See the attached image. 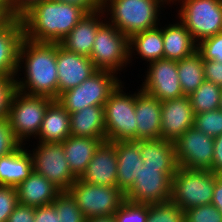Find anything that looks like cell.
<instances>
[{"label":"cell","instance_id":"obj_1","mask_svg":"<svg viewBox=\"0 0 222 222\" xmlns=\"http://www.w3.org/2000/svg\"><path fill=\"white\" fill-rule=\"evenodd\" d=\"M23 63L26 78L24 81L15 78L16 89L28 95L57 99V43L34 42L24 38L19 50L17 70L20 71Z\"/></svg>","mask_w":222,"mask_h":222},{"label":"cell","instance_id":"obj_2","mask_svg":"<svg viewBox=\"0 0 222 222\" xmlns=\"http://www.w3.org/2000/svg\"><path fill=\"white\" fill-rule=\"evenodd\" d=\"M86 14L77 5L42 0L21 18L25 38L34 42L59 43Z\"/></svg>","mask_w":222,"mask_h":222},{"label":"cell","instance_id":"obj_3","mask_svg":"<svg viewBox=\"0 0 222 222\" xmlns=\"http://www.w3.org/2000/svg\"><path fill=\"white\" fill-rule=\"evenodd\" d=\"M166 2L171 0H103L102 9L111 14L108 22L130 38L158 26L159 11Z\"/></svg>","mask_w":222,"mask_h":222},{"label":"cell","instance_id":"obj_4","mask_svg":"<svg viewBox=\"0 0 222 222\" xmlns=\"http://www.w3.org/2000/svg\"><path fill=\"white\" fill-rule=\"evenodd\" d=\"M216 174L178 167L172 178L171 201L182 210L212 202Z\"/></svg>","mask_w":222,"mask_h":222},{"label":"cell","instance_id":"obj_5","mask_svg":"<svg viewBox=\"0 0 222 222\" xmlns=\"http://www.w3.org/2000/svg\"><path fill=\"white\" fill-rule=\"evenodd\" d=\"M115 73L98 70L77 87L64 91L56 99L71 114L87 106H104L110 94L122 83Z\"/></svg>","mask_w":222,"mask_h":222},{"label":"cell","instance_id":"obj_6","mask_svg":"<svg viewBox=\"0 0 222 222\" xmlns=\"http://www.w3.org/2000/svg\"><path fill=\"white\" fill-rule=\"evenodd\" d=\"M104 116L106 141H136L135 93H124L122 83L105 102Z\"/></svg>","mask_w":222,"mask_h":222},{"label":"cell","instance_id":"obj_7","mask_svg":"<svg viewBox=\"0 0 222 222\" xmlns=\"http://www.w3.org/2000/svg\"><path fill=\"white\" fill-rule=\"evenodd\" d=\"M53 100L47 96L28 95L18 90L14 92L8 119L15 137L22 145H25L24 140L30 139V136H38L45 111Z\"/></svg>","mask_w":222,"mask_h":222},{"label":"cell","instance_id":"obj_8","mask_svg":"<svg viewBox=\"0 0 222 222\" xmlns=\"http://www.w3.org/2000/svg\"><path fill=\"white\" fill-rule=\"evenodd\" d=\"M181 1L178 17L197 44L222 32V0Z\"/></svg>","mask_w":222,"mask_h":222},{"label":"cell","instance_id":"obj_9","mask_svg":"<svg viewBox=\"0 0 222 222\" xmlns=\"http://www.w3.org/2000/svg\"><path fill=\"white\" fill-rule=\"evenodd\" d=\"M107 22V23H106ZM104 20L98 28L89 58L98 70L113 73L126 66L129 59V38Z\"/></svg>","mask_w":222,"mask_h":222},{"label":"cell","instance_id":"obj_10","mask_svg":"<svg viewBox=\"0 0 222 222\" xmlns=\"http://www.w3.org/2000/svg\"><path fill=\"white\" fill-rule=\"evenodd\" d=\"M86 218L111 216L125 201L117 186L90 184L79 178L68 189Z\"/></svg>","mask_w":222,"mask_h":222},{"label":"cell","instance_id":"obj_11","mask_svg":"<svg viewBox=\"0 0 222 222\" xmlns=\"http://www.w3.org/2000/svg\"><path fill=\"white\" fill-rule=\"evenodd\" d=\"M178 168H152L143 165L125 200L137 204H156L171 200L172 178Z\"/></svg>","mask_w":222,"mask_h":222},{"label":"cell","instance_id":"obj_12","mask_svg":"<svg viewBox=\"0 0 222 222\" xmlns=\"http://www.w3.org/2000/svg\"><path fill=\"white\" fill-rule=\"evenodd\" d=\"M32 153L30 151L33 171L44 176L60 191H68L78 179L71 172L61 143L39 142Z\"/></svg>","mask_w":222,"mask_h":222},{"label":"cell","instance_id":"obj_13","mask_svg":"<svg viewBox=\"0 0 222 222\" xmlns=\"http://www.w3.org/2000/svg\"><path fill=\"white\" fill-rule=\"evenodd\" d=\"M177 164L189 170H210L214 154V138L194 126L174 143Z\"/></svg>","mask_w":222,"mask_h":222},{"label":"cell","instance_id":"obj_14","mask_svg":"<svg viewBox=\"0 0 222 222\" xmlns=\"http://www.w3.org/2000/svg\"><path fill=\"white\" fill-rule=\"evenodd\" d=\"M149 65L141 90L161 102L184 96L179 82L176 61L159 59Z\"/></svg>","mask_w":222,"mask_h":222},{"label":"cell","instance_id":"obj_15","mask_svg":"<svg viewBox=\"0 0 222 222\" xmlns=\"http://www.w3.org/2000/svg\"><path fill=\"white\" fill-rule=\"evenodd\" d=\"M96 71L98 69L89 57L70 52L57 43L58 97L83 83Z\"/></svg>","mask_w":222,"mask_h":222},{"label":"cell","instance_id":"obj_16","mask_svg":"<svg viewBox=\"0 0 222 222\" xmlns=\"http://www.w3.org/2000/svg\"><path fill=\"white\" fill-rule=\"evenodd\" d=\"M194 126V112L188 95L161 102V138L176 142Z\"/></svg>","mask_w":222,"mask_h":222},{"label":"cell","instance_id":"obj_17","mask_svg":"<svg viewBox=\"0 0 222 222\" xmlns=\"http://www.w3.org/2000/svg\"><path fill=\"white\" fill-rule=\"evenodd\" d=\"M79 179L90 184L117 186L115 142L103 141L99 145Z\"/></svg>","mask_w":222,"mask_h":222},{"label":"cell","instance_id":"obj_18","mask_svg":"<svg viewBox=\"0 0 222 222\" xmlns=\"http://www.w3.org/2000/svg\"><path fill=\"white\" fill-rule=\"evenodd\" d=\"M139 90L135 93L136 141L160 139L161 101Z\"/></svg>","mask_w":222,"mask_h":222},{"label":"cell","instance_id":"obj_19","mask_svg":"<svg viewBox=\"0 0 222 222\" xmlns=\"http://www.w3.org/2000/svg\"><path fill=\"white\" fill-rule=\"evenodd\" d=\"M24 38L19 18L11 19L0 29V76H17L19 50Z\"/></svg>","mask_w":222,"mask_h":222},{"label":"cell","instance_id":"obj_20","mask_svg":"<svg viewBox=\"0 0 222 222\" xmlns=\"http://www.w3.org/2000/svg\"><path fill=\"white\" fill-rule=\"evenodd\" d=\"M102 14H105L103 9L87 13L59 44L70 52L89 57L98 28L104 23Z\"/></svg>","mask_w":222,"mask_h":222},{"label":"cell","instance_id":"obj_21","mask_svg":"<svg viewBox=\"0 0 222 222\" xmlns=\"http://www.w3.org/2000/svg\"><path fill=\"white\" fill-rule=\"evenodd\" d=\"M115 149L117 154V187L126 194L143 167L140 145L133 140L117 141Z\"/></svg>","mask_w":222,"mask_h":222},{"label":"cell","instance_id":"obj_22","mask_svg":"<svg viewBox=\"0 0 222 222\" xmlns=\"http://www.w3.org/2000/svg\"><path fill=\"white\" fill-rule=\"evenodd\" d=\"M16 191L18 203L34 208L52 204L61 192L48 179L34 171L16 187Z\"/></svg>","mask_w":222,"mask_h":222},{"label":"cell","instance_id":"obj_23","mask_svg":"<svg viewBox=\"0 0 222 222\" xmlns=\"http://www.w3.org/2000/svg\"><path fill=\"white\" fill-rule=\"evenodd\" d=\"M70 135V113L54 99L45 111L38 142L61 143Z\"/></svg>","mask_w":222,"mask_h":222},{"label":"cell","instance_id":"obj_24","mask_svg":"<svg viewBox=\"0 0 222 222\" xmlns=\"http://www.w3.org/2000/svg\"><path fill=\"white\" fill-rule=\"evenodd\" d=\"M103 141L102 139L70 135L61 142L65 152V159L69 164L71 172L77 178H80L85 172L96 149Z\"/></svg>","mask_w":222,"mask_h":222},{"label":"cell","instance_id":"obj_25","mask_svg":"<svg viewBox=\"0 0 222 222\" xmlns=\"http://www.w3.org/2000/svg\"><path fill=\"white\" fill-rule=\"evenodd\" d=\"M71 136L106 141L104 106H87L70 114Z\"/></svg>","mask_w":222,"mask_h":222},{"label":"cell","instance_id":"obj_26","mask_svg":"<svg viewBox=\"0 0 222 222\" xmlns=\"http://www.w3.org/2000/svg\"><path fill=\"white\" fill-rule=\"evenodd\" d=\"M21 145L12 153L0 158V185L17 187L33 172L30 152Z\"/></svg>","mask_w":222,"mask_h":222},{"label":"cell","instance_id":"obj_27","mask_svg":"<svg viewBox=\"0 0 222 222\" xmlns=\"http://www.w3.org/2000/svg\"><path fill=\"white\" fill-rule=\"evenodd\" d=\"M164 59L180 61L193 54L198 44L188 29L181 23L169 24L162 28Z\"/></svg>","mask_w":222,"mask_h":222},{"label":"cell","instance_id":"obj_28","mask_svg":"<svg viewBox=\"0 0 222 222\" xmlns=\"http://www.w3.org/2000/svg\"><path fill=\"white\" fill-rule=\"evenodd\" d=\"M143 165L152 168H178L174 142L160 139L138 140Z\"/></svg>","mask_w":222,"mask_h":222},{"label":"cell","instance_id":"obj_29","mask_svg":"<svg viewBox=\"0 0 222 222\" xmlns=\"http://www.w3.org/2000/svg\"><path fill=\"white\" fill-rule=\"evenodd\" d=\"M134 49L149 63L164 59L162 27L156 26L132 35L129 38V58L135 53Z\"/></svg>","mask_w":222,"mask_h":222},{"label":"cell","instance_id":"obj_30","mask_svg":"<svg viewBox=\"0 0 222 222\" xmlns=\"http://www.w3.org/2000/svg\"><path fill=\"white\" fill-rule=\"evenodd\" d=\"M179 82L184 95H190L204 81V59L196 50L193 54L177 61Z\"/></svg>","mask_w":222,"mask_h":222},{"label":"cell","instance_id":"obj_31","mask_svg":"<svg viewBox=\"0 0 222 222\" xmlns=\"http://www.w3.org/2000/svg\"><path fill=\"white\" fill-rule=\"evenodd\" d=\"M221 94L219 85L205 80L189 95L194 114L219 109Z\"/></svg>","mask_w":222,"mask_h":222},{"label":"cell","instance_id":"obj_32","mask_svg":"<svg viewBox=\"0 0 222 222\" xmlns=\"http://www.w3.org/2000/svg\"><path fill=\"white\" fill-rule=\"evenodd\" d=\"M52 204L56 209L57 215H59V222L86 221V217L68 191H61Z\"/></svg>","mask_w":222,"mask_h":222},{"label":"cell","instance_id":"obj_33","mask_svg":"<svg viewBox=\"0 0 222 222\" xmlns=\"http://www.w3.org/2000/svg\"><path fill=\"white\" fill-rule=\"evenodd\" d=\"M146 222H185V211L171 200L164 203L148 204Z\"/></svg>","mask_w":222,"mask_h":222},{"label":"cell","instance_id":"obj_34","mask_svg":"<svg viewBox=\"0 0 222 222\" xmlns=\"http://www.w3.org/2000/svg\"><path fill=\"white\" fill-rule=\"evenodd\" d=\"M194 127L211 138L222 134V110L194 114Z\"/></svg>","mask_w":222,"mask_h":222},{"label":"cell","instance_id":"obj_35","mask_svg":"<svg viewBox=\"0 0 222 222\" xmlns=\"http://www.w3.org/2000/svg\"><path fill=\"white\" fill-rule=\"evenodd\" d=\"M148 204H137L125 200L113 215L114 222H146Z\"/></svg>","mask_w":222,"mask_h":222},{"label":"cell","instance_id":"obj_36","mask_svg":"<svg viewBox=\"0 0 222 222\" xmlns=\"http://www.w3.org/2000/svg\"><path fill=\"white\" fill-rule=\"evenodd\" d=\"M185 222H222V213L213 205H201L185 210Z\"/></svg>","mask_w":222,"mask_h":222},{"label":"cell","instance_id":"obj_37","mask_svg":"<svg viewBox=\"0 0 222 222\" xmlns=\"http://www.w3.org/2000/svg\"><path fill=\"white\" fill-rule=\"evenodd\" d=\"M197 50L204 60H214L222 63V32H219L198 43Z\"/></svg>","mask_w":222,"mask_h":222},{"label":"cell","instance_id":"obj_38","mask_svg":"<svg viewBox=\"0 0 222 222\" xmlns=\"http://www.w3.org/2000/svg\"><path fill=\"white\" fill-rule=\"evenodd\" d=\"M16 76H0V120L8 118L11 98L16 89Z\"/></svg>","mask_w":222,"mask_h":222},{"label":"cell","instance_id":"obj_39","mask_svg":"<svg viewBox=\"0 0 222 222\" xmlns=\"http://www.w3.org/2000/svg\"><path fill=\"white\" fill-rule=\"evenodd\" d=\"M22 144L17 140L12 131L11 124L8 118L0 120V158L6 156Z\"/></svg>","mask_w":222,"mask_h":222},{"label":"cell","instance_id":"obj_40","mask_svg":"<svg viewBox=\"0 0 222 222\" xmlns=\"http://www.w3.org/2000/svg\"><path fill=\"white\" fill-rule=\"evenodd\" d=\"M18 204L15 187L0 185V222H7L8 217Z\"/></svg>","mask_w":222,"mask_h":222},{"label":"cell","instance_id":"obj_41","mask_svg":"<svg viewBox=\"0 0 222 222\" xmlns=\"http://www.w3.org/2000/svg\"><path fill=\"white\" fill-rule=\"evenodd\" d=\"M41 1L42 0H7V3L11 17L21 19Z\"/></svg>","mask_w":222,"mask_h":222},{"label":"cell","instance_id":"obj_42","mask_svg":"<svg viewBox=\"0 0 222 222\" xmlns=\"http://www.w3.org/2000/svg\"><path fill=\"white\" fill-rule=\"evenodd\" d=\"M204 78L222 88V63L214 60H204Z\"/></svg>","mask_w":222,"mask_h":222},{"label":"cell","instance_id":"obj_43","mask_svg":"<svg viewBox=\"0 0 222 222\" xmlns=\"http://www.w3.org/2000/svg\"><path fill=\"white\" fill-rule=\"evenodd\" d=\"M35 208L18 203L7 222H34Z\"/></svg>","mask_w":222,"mask_h":222},{"label":"cell","instance_id":"obj_44","mask_svg":"<svg viewBox=\"0 0 222 222\" xmlns=\"http://www.w3.org/2000/svg\"><path fill=\"white\" fill-rule=\"evenodd\" d=\"M59 219L53 204L35 208L34 222H59Z\"/></svg>","mask_w":222,"mask_h":222},{"label":"cell","instance_id":"obj_45","mask_svg":"<svg viewBox=\"0 0 222 222\" xmlns=\"http://www.w3.org/2000/svg\"><path fill=\"white\" fill-rule=\"evenodd\" d=\"M211 171L222 175V134L214 138V154Z\"/></svg>","mask_w":222,"mask_h":222},{"label":"cell","instance_id":"obj_46","mask_svg":"<svg viewBox=\"0 0 222 222\" xmlns=\"http://www.w3.org/2000/svg\"><path fill=\"white\" fill-rule=\"evenodd\" d=\"M65 2L82 7L87 13L99 11L102 9L103 0H54Z\"/></svg>","mask_w":222,"mask_h":222},{"label":"cell","instance_id":"obj_47","mask_svg":"<svg viewBox=\"0 0 222 222\" xmlns=\"http://www.w3.org/2000/svg\"><path fill=\"white\" fill-rule=\"evenodd\" d=\"M211 204H213L222 213V175L216 174Z\"/></svg>","mask_w":222,"mask_h":222},{"label":"cell","instance_id":"obj_48","mask_svg":"<svg viewBox=\"0 0 222 222\" xmlns=\"http://www.w3.org/2000/svg\"><path fill=\"white\" fill-rule=\"evenodd\" d=\"M11 19L9 8H0V29L5 26Z\"/></svg>","mask_w":222,"mask_h":222},{"label":"cell","instance_id":"obj_49","mask_svg":"<svg viewBox=\"0 0 222 222\" xmlns=\"http://www.w3.org/2000/svg\"><path fill=\"white\" fill-rule=\"evenodd\" d=\"M85 222H114L113 215L86 218Z\"/></svg>","mask_w":222,"mask_h":222},{"label":"cell","instance_id":"obj_50","mask_svg":"<svg viewBox=\"0 0 222 222\" xmlns=\"http://www.w3.org/2000/svg\"><path fill=\"white\" fill-rule=\"evenodd\" d=\"M0 8H9L7 0H0Z\"/></svg>","mask_w":222,"mask_h":222},{"label":"cell","instance_id":"obj_51","mask_svg":"<svg viewBox=\"0 0 222 222\" xmlns=\"http://www.w3.org/2000/svg\"><path fill=\"white\" fill-rule=\"evenodd\" d=\"M219 108L222 110V94H221V99H220V105Z\"/></svg>","mask_w":222,"mask_h":222}]
</instances>
